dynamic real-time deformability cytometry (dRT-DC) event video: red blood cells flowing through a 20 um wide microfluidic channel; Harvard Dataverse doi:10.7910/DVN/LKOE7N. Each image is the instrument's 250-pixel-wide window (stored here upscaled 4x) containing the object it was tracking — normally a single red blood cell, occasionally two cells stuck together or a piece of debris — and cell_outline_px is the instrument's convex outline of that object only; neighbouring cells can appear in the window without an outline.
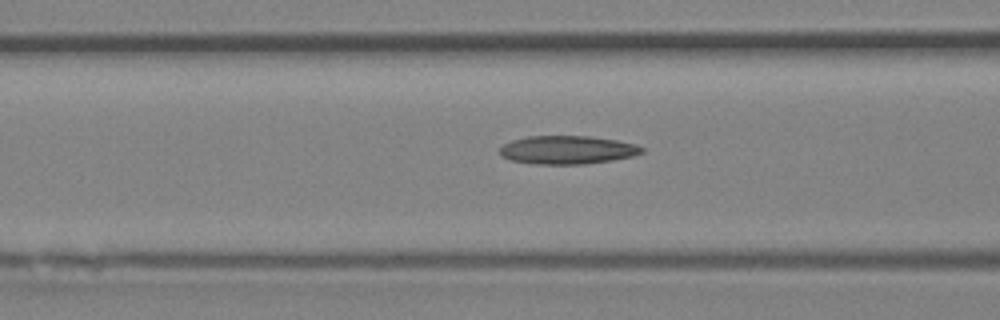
{"species": "Egyptian fruit bat (a non-hibernating species)", "species_latin": "Rousettus aegyptiacus", "temperature_condition": "room temperature", "stored_images_in_passage": 16, "camera_frame_rate_fps": 3000, "um_per_image_px": 0.085, "animal": {"sex": "female"}, "frame": {"image": 1, "passage_image": 14, "time_ms": 4.333, "image_size_px": [1000, 320], "cell_outline_px": [[644, 152], [632, 156], [612, 160], [584, 164], [536, 164], [512, 160], [504, 156], [500, 152], [500, 148], [504, 144], [512, 140], [528, 136], [588, 136], [616, 140], [636, 144], [644, 148]], "centroid_in_image_um": [48.26, 12.74], "position_along_channel_um": 118.3, "area_um2": 23.29}}